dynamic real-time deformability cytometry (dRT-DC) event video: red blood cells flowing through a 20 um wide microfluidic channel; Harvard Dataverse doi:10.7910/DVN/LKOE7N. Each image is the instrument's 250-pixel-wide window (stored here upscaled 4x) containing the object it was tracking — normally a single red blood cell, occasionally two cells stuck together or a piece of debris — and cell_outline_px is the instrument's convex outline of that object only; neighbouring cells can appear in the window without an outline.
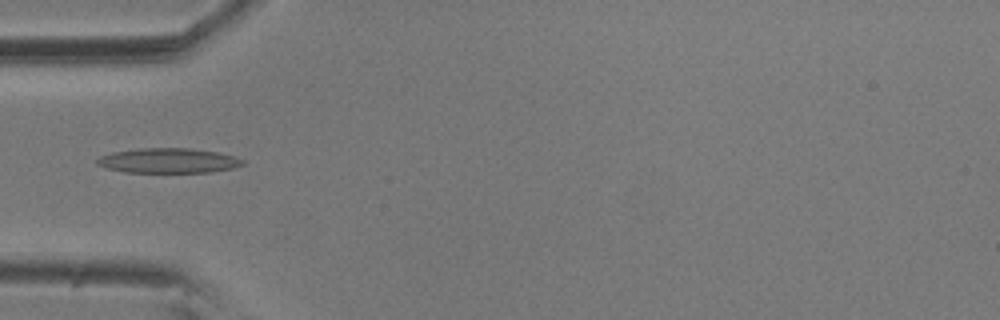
{"species": "common noctule bat (a hibernating species)", "species_latin": "Nyctalus noctula", "temperature_condition": "room temperature", "stored_images_in_passage": 5, "camera_frame_rate_fps": 3000, "um_per_image_px": 0.085, "animal": {"sex": "male", "body_mass_g": 20.5, "forearm_length_mm": 52.5}, "frame": {"image": 1, "passage_image": 1, "time_ms": 0.0, "image_size_px": [1000, 320], "cell_outline_px": [[244, 164], [232, 168], [212, 172], [124, 172], [108, 168], [96, 164], [96, 160], [100, 156], [112, 152], [140, 148], [188, 148], [216, 152], [236, 156], [244, 160]], "centroid_in_image_um": [14.31, 13.65], "position_along_channel_um": 70.7, "area_um2": 21.04}}
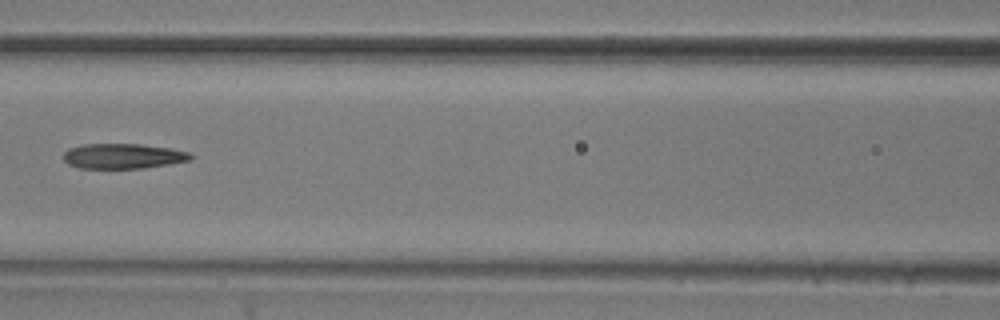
{"frame": {"image": 2, "passage_image": 3, "time_ms": 0.667, "image_size_px": [1000, 320], "cell_outline_px": [[196, 156], [192, 160], [144, 168], [76, 168], [68, 164], [64, 160], [64, 152], [68, 148], [84, 144], [140, 144], [172, 148], [188, 152]], "centroid_in_image_um": [10.48, 13.27], "position_along_channel_um": 156.1, "area_um2": 18.79}}
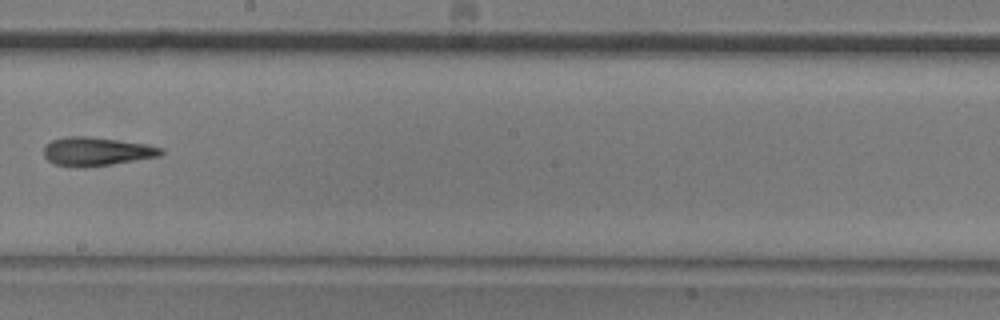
{"frame": {"image": 3, "passage_image": 5, "time_ms": 1.333, "image_size_px": [1000, 320], "cell_outline_px": [[164, 152], [160, 156], [112, 164], [84, 168], [76, 168], [56, 164], [48, 160], [44, 156], [44, 144], [52, 140], [64, 136], [84, 136], [148, 144], [164, 148]], "centroid_in_image_um": [8.19, 12.88], "position_along_channel_um": 240.0, "area_um2": 19.71}}